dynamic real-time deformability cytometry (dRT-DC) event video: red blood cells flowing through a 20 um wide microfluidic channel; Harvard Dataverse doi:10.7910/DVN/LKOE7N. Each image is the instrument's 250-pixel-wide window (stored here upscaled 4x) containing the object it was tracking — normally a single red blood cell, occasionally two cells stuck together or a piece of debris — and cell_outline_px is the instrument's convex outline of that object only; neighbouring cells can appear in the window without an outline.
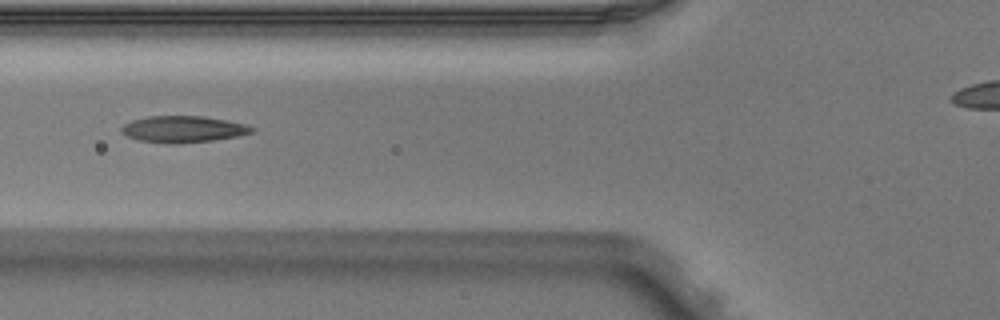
{"species": "Egyptian fruit bat (a non-hibernating species)", "species_latin": "Rousettus aegyptiacus", "temperature_condition": "warm", "stored_images_in_passage": 2, "camera_frame_rate_fps": 3000, "um_per_image_px": 0.085, "animal": {"sex": "male"}, "frame": {"image": 1, "passage_image": 2, "time_ms": 0.333, "image_size_px": [1000, 320], "cell_outline_px": [[256, 128], [252, 132], [240, 136], [212, 140], [176, 144], [140, 140], [128, 136], [120, 132], [120, 128], [124, 124], [132, 120], [148, 116], [204, 116], [228, 120], [248, 124]], "centroid_in_image_um": [15.61, 10.97], "position_along_channel_um": 110.2, "area_um2": 20.23}}